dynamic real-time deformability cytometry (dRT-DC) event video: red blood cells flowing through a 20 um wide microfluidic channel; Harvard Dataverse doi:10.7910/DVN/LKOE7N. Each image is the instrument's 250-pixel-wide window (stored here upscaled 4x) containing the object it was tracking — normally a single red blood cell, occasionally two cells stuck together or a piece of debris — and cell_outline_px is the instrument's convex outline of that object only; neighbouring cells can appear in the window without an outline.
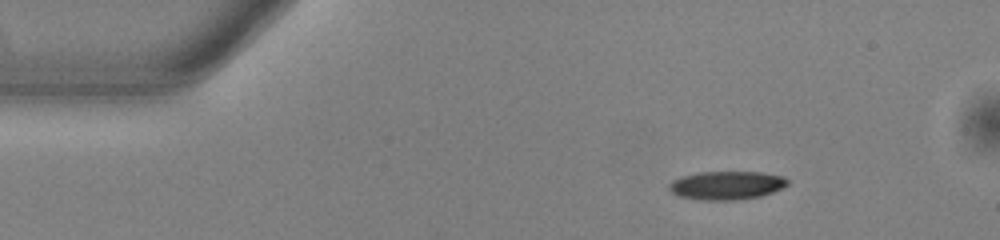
{"species": "common noctule bat (a hibernating species)", "species_latin": "Nyctalus noctula", "temperature_condition": "warm", "stored_images_in_passage": 47, "camera_frame_rate_fps": 3000, "um_per_image_px": 0.085, "animal": {"sex": "male", "body_mass_g": 13.0, "forearm_length_mm": 53.1}, "frame": {"image": 1, "passage_image": 1, "time_ms": 0.0, "image_size_px": [1000, 240], "cell_outline_px": [[788, 184], [772, 192], [760, 196], [736, 200], [700, 200], [676, 196], [668, 188], [668, 184], [672, 180], [680, 176], [700, 172], [760, 172], [784, 176], [788, 180]], "centroid_in_image_um": [61.71, 15.75], "position_along_channel_um": 23.3, "area_um2": 19.77}}
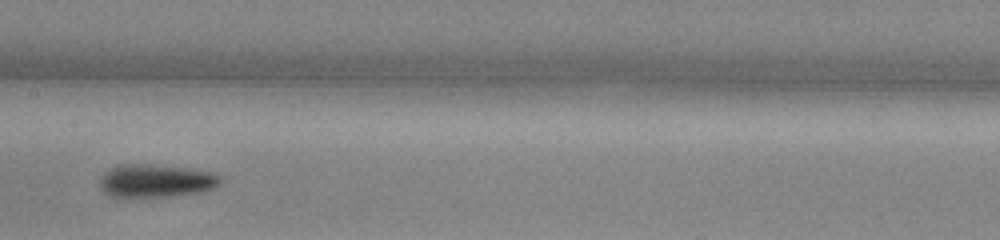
{"frame": {"image": 2, "passage_image": 20, "time_ms": 6.333, "image_size_px": [1000, 240], "cell_outline_px": [[220, 184], [216, 188], [200, 192], [168, 196], [128, 200], [112, 196], [104, 192], [100, 188], [100, 176], [104, 172], [120, 164], [148, 164], [188, 168], [208, 172], [220, 176]], "centroid_in_image_um": [13.18, 15.41], "position_along_channel_um": 194.2, "area_um2": 23.76}}
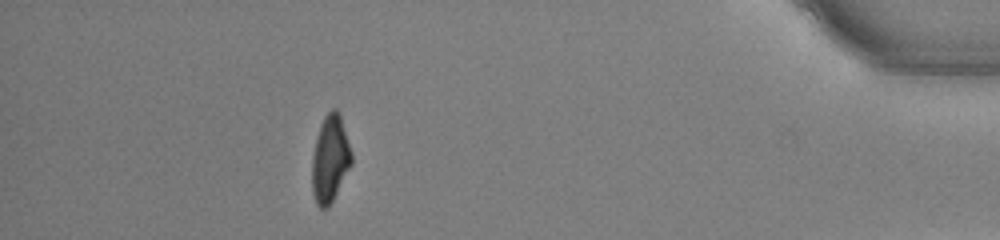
{"frame": {"image": 3, "passage_image": 41, "time_ms": 13.333, "image_size_px": [1000, 240], "cell_outline_px": [[352, 164], [328, 208], [320, 208], [316, 204], [312, 192], [312, 156], [316, 136], [320, 124], [324, 116], [332, 108], [336, 108], [340, 112], [352, 152]], "centroid_in_image_um": [28.06, 13.47], "position_along_channel_um": 407.1, "area_um2": 20.29}, "authors_computed_cell_mechanics": {"area_um2": 20.6346, "velocity_mm_per_s": 3.8616, "shape_relaxation_time_tau1_ms": 3.5799, "shape_relaxation_time_tau2_ms": null, "deformation_change_tau1": 0.1748, "deformation_change_tau2": null}}